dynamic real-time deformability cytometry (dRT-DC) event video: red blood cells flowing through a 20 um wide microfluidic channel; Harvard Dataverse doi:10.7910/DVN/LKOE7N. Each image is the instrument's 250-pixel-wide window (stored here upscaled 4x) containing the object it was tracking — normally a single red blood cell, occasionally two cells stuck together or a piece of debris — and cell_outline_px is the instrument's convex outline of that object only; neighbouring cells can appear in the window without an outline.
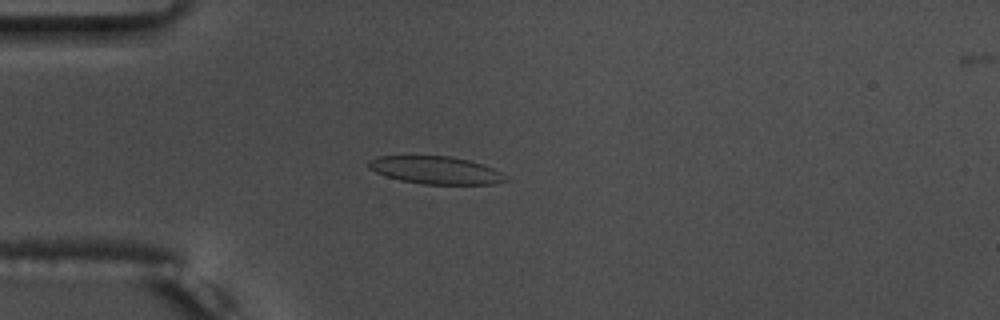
{"species": "common noctule bat (a hibernating species)", "species_latin": "Nyctalus noctula", "temperature_condition": "warm", "stored_images_in_passage": 56, "camera_frame_rate_fps": 3000, "um_per_image_px": 0.085, "animal": {"sex": "male", "body_mass_g": 17.5, "forearm_length_mm": 52.3}, "frame": {"image": 1, "passage_image": 16, "time_ms": 5.0, "image_size_px": [1000, 320], "cell_outline_px": [[512, 180], [492, 184], [424, 184], [400, 180], [376, 172], [368, 168], [368, 160], [380, 156], [448, 156], [468, 160], [484, 164], [500, 172]], "centroid_in_image_um": [37.07, 14.46], "position_along_channel_um": 47.9, "area_um2": 22.02}}
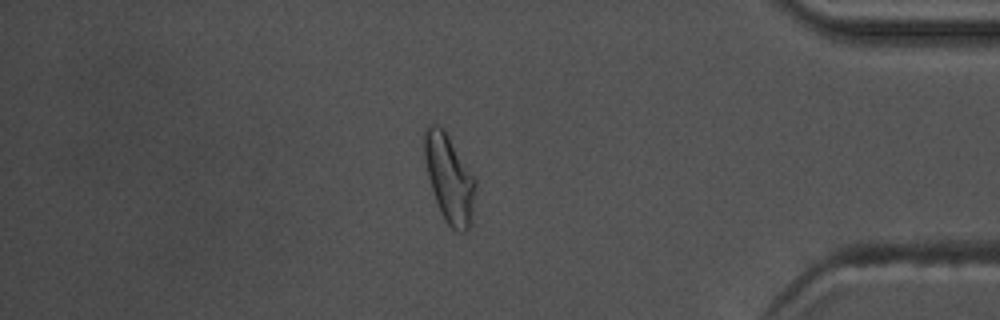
{"frame": {"image": 2, "passage_image": 48, "time_ms": 15.667, "image_size_px": [1000, 320], "cell_outline_px": [[476, 188], [472, 224], [468, 232], [456, 232], [448, 224], [440, 212], [428, 176], [424, 156], [424, 128], [428, 124], [436, 124], [444, 128], [476, 180]], "centroid_in_image_um": [38.21, 15.19], "position_along_channel_um": 397.0, "area_um2": 26.36}}
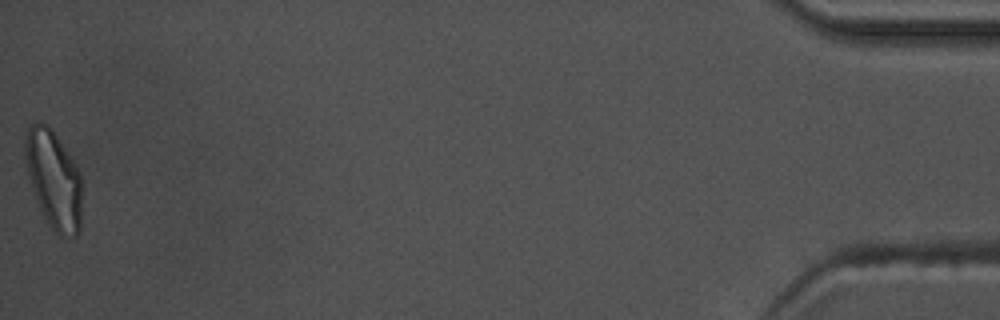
{"frame": {"image": 3, "passage_image": 56, "time_ms": 18.333, "image_size_px": [1000, 320], "cell_outline_px": [[84, 184], [80, 232], [76, 236], [60, 236], [48, 224], [36, 200], [28, 176], [24, 160], [24, 136], [28, 128], [36, 120], [40, 120], [48, 124], [52, 128], [80, 172]], "centroid_in_image_um": [4.58, 15.24], "position_along_channel_um": 430.6, "area_um2": 33.47}, "authors_computed_cell_mechanics": {"area_um2": 22.253, "velocity_mm_per_s": 3.7205, "shape_relaxation_time_tau1_ms": 4.7066, "shape_relaxation_time_tau2_ms": 1.5251, "deformation_change_tau1": 0.1624, "deformation_change_tau2": 0.0833}}